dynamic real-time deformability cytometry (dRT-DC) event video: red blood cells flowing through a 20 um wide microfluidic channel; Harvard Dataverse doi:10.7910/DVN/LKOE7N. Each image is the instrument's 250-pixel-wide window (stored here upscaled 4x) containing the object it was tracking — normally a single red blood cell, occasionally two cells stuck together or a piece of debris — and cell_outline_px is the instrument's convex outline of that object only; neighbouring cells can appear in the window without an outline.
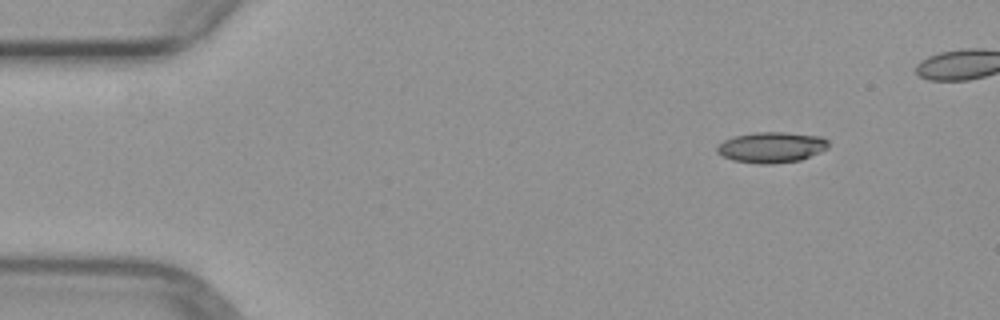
{"species": "common noctule bat (a hibernating species)", "species_latin": "Nyctalus noctula", "temperature_condition": "warm", "stored_images_in_passage": 4, "camera_frame_rate_fps": 3000, "um_per_image_px": 0.085, "animal": {"sex": "female", "body_mass_g": 29.2, "forearm_length_mm": 56.3}, "frame": {"image": 1, "passage_image": 1, "time_ms": 0.0, "image_size_px": [1000, 320], "cell_outline_px": [[828, 148], [820, 152], [800, 160], [772, 164], [760, 164], [732, 160], [716, 152], [716, 148], [724, 140], [732, 136], [756, 132], [784, 132], [824, 136], [828, 140]], "centroid_in_image_um": [65.59, 12.51], "position_along_channel_um": 19.4, "area_um2": 20.06}}